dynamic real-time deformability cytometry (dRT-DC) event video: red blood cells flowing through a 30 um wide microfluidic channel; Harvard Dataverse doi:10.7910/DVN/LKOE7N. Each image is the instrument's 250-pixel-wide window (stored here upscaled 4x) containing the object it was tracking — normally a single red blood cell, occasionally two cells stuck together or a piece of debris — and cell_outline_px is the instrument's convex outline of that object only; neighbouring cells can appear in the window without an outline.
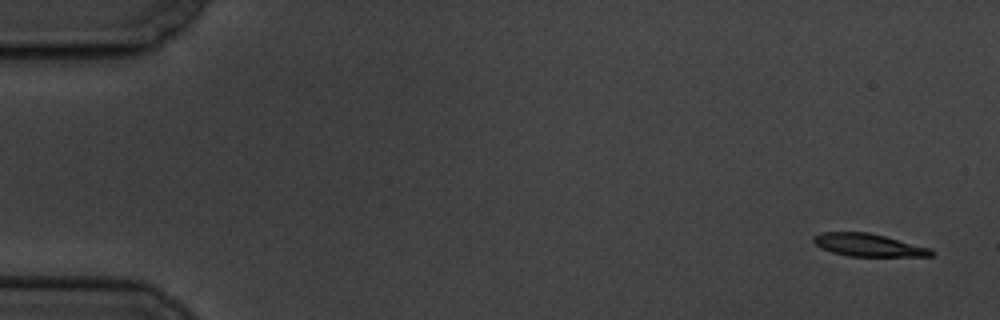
{"species": "common noctule bat (a hibernating species)", "species_latin": "Nyctalus noctula", "temperature_condition": "cold", "stored_images_in_passage": 10, "camera_frame_rate_fps": 3000, "um_per_image_px": 0.085, "animal": {"sex": "male", "body_mass_g": 19.5, "forearm_length_mm": 54.6}, "frame": {"image": 1, "passage_image": 1, "time_ms": 0.0, "image_size_px": [1000, 320], "cell_outline_px": [[936, 252], [932, 256], [848, 256], [832, 252], [820, 248], [812, 240], [812, 236], [824, 232], [868, 232], [932, 248]], "centroid_in_image_um": [73.82, 20.83], "position_along_channel_um": 11.2, "area_um2": 15.61}}
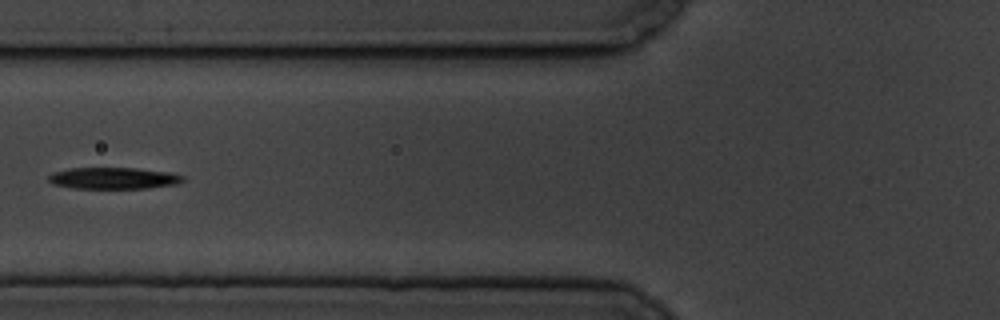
{"frame": {"image": 2, "passage_image": 7, "time_ms": 7.0, "image_size_px": [1000, 320], "cell_outline_px": [[184, 180], [176, 184], [148, 188], [72, 188], [52, 184], [48, 180], [48, 176], [52, 172], [68, 168], [136, 168], [168, 172], [184, 176]], "centroid_in_image_um": [9.6, 15.14], "position_along_channel_um": 116.2, "area_um2": 16.88}}
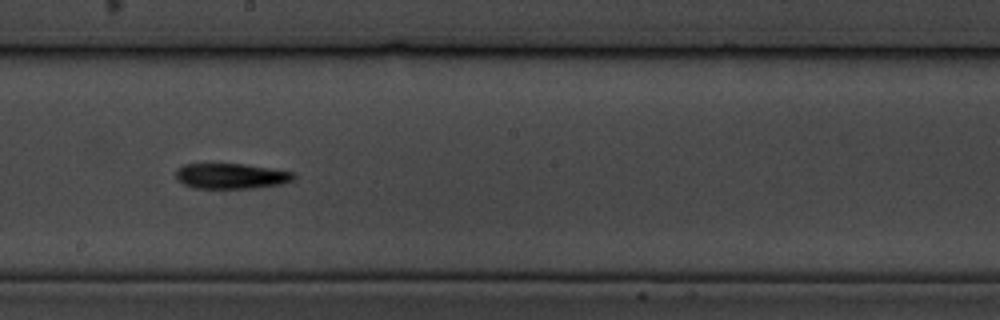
{"frame": {"image": 3, "passage_image": 10, "time_ms": 10.333, "image_size_px": [1000, 320], "cell_outline_px": [[296, 176], [292, 180], [280, 184], [252, 188], [192, 188], [184, 184], [176, 176], [176, 168], [184, 164], [244, 164], [296, 172]], "centroid_in_image_um": [19.66, 14.96], "position_along_channel_um": 228.5, "area_um2": 17.4}}